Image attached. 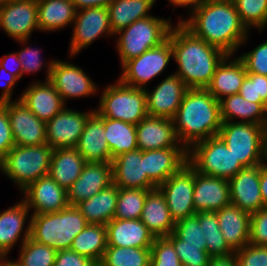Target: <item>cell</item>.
<instances>
[{"label": "cell", "mask_w": 267, "mask_h": 266, "mask_svg": "<svg viewBox=\"0 0 267 266\" xmlns=\"http://www.w3.org/2000/svg\"><path fill=\"white\" fill-rule=\"evenodd\" d=\"M188 11L190 17L180 16L178 20L196 37L227 55H236L250 37L232 0L197 4Z\"/></svg>", "instance_id": "obj_1"}, {"label": "cell", "mask_w": 267, "mask_h": 266, "mask_svg": "<svg viewBox=\"0 0 267 266\" xmlns=\"http://www.w3.org/2000/svg\"><path fill=\"white\" fill-rule=\"evenodd\" d=\"M170 41L173 61L178 66L172 73L181 77L189 89H206L227 54L196 37L179 20L170 30Z\"/></svg>", "instance_id": "obj_2"}, {"label": "cell", "mask_w": 267, "mask_h": 266, "mask_svg": "<svg viewBox=\"0 0 267 266\" xmlns=\"http://www.w3.org/2000/svg\"><path fill=\"white\" fill-rule=\"evenodd\" d=\"M172 121L179 142L188 150L201 140L218 136L220 103L206 89H188Z\"/></svg>", "instance_id": "obj_3"}, {"label": "cell", "mask_w": 267, "mask_h": 266, "mask_svg": "<svg viewBox=\"0 0 267 266\" xmlns=\"http://www.w3.org/2000/svg\"><path fill=\"white\" fill-rule=\"evenodd\" d=\"M30 239L59 251L70 249L73 239L87 226L76 206L59 212L31 214Z\"/></svg>", "instance_id": "obj_4"}, {"label": "cell", "mask_w": 267, "mask_h": 266, "mask_svg": "<svg viewBox=\"0 0 267 266\" xmlns=\"http://www.w3.org/2000/svg\"><path fill=\"white\" fill-rule=\"evenodd\" d=\"M171 21V16L164 19L152 15L138 19L115 33V49L118 52L120 66L164 42L174 25Z\"/></svg>", "instance_id": "obj_5"}, {"label": "cell", "mask_w": 267, "mask_h": 266, "mask_svg": "<svg viewBox=\"0 0 267 266\" xmlns=\"http://www.w3.org/2000/svg\"><path fill=\"white\" fill-rule=\"evenodd\" d=\"M53 150L47 143L38 146L15 145L0 161V172L22 191L40 177L49 175Z\"/></svg>", "instance_id": "obj_6"}, {"label": "cell", "mask_w": 267, "mask_h": 266, "mask_svg": "<svg viewBox=\"0 0 267 266\" xmlns=\"http://www.w3.org/2000/svg\"><path fill=\"white\" fill-rule=\"evenodd\" d=\"M99 94L98 106L94 111L101 117L137 125L148 115L144 89L125 85L117 79Z\"/></svg>", "instance_id": "obj_7"}, {"label": "cell", "mask_w": 267, "mask_h": 266, "mask_svg": "<svg viewBox=\"0 0 267 266\" xmlns=\"http://www.w3.org/2000/svg\"><path fill=\"white\" fill-rule=\"evenodd\" d=\"M187 159L195 171L227 180L244 168L219 136L193 144L187 150Z\"/></svg>", "instance_id": "obj_8"}, {"label": "cell", "mask_w": 267, "mask_h": 266, "mask_svg": "<svg viewBox=\"0 0 267 266\" xmlns=\"http://www.w3.org/2000/svg\"><path fill=\"white\" fill-rule=\"evenodd\" d=\"M171 59L173 50L169 33L168 38L160 45L125 62L121 66L122 72L118 79L125 85L146 89L151 80L164 72Z\"/></svg>", "instance_id": "obj_9"}, {"label": "cell", "mask_w": 267, "mask_h": 266, "mask_svg": "<svg viewBox=\"0 0 267 266\" xmlns=\"http://www.w3.org/2000/svg\"><path fill=\"white\" fill-rule=\"evenodd\" d=\"M263 125L222 122L218 136L243 167L261 164Z\"/></svg>", "instance_id": "obj_10"}, {"label": "cell", "mask_w": 267, "mask_h": 266, "mask_svg": "<svg viewBox=\"0 0 267 266\" xmlns=\"http://www.w3.org/2000/svg\"><path fill=\"white\" fill-rule=\"evenodd\" d=\"M69 45L70 59L79 55L101 36H115L109 21V12L105 7H92L78 10L72 25Z\"/></svg>", "instance_id": "obj_11"}, {"label": "cell", "mask_w": 267, "mask_h": 266, "mask_svg": "<svg viewBox=\"0 0 267 266\" xmlns=\"http://www.w3.org/2000/svg\"><path fill=\"white\" fill-rule=\"evenodd\" d=\"M158 188L164 194L175 223L196 214L193 202L194 169L188 163Z\"/></svg>", "instance_id": "obj_12"}, {"label": "cell", "mask_w": 267, "mask_h": 266, "mask_svg": "<svg viewBox=\"0 0 267 266\" xmlns=\"http://www.w3.org/2000/svg\"><path fill=\"white\" fill-rule=\"evenodd\" d=\"M80 66L55 59L51 68L49 81L54 85L66 104L67 99H78L97 95V84Z\"/></svg>", "instance_id": "obj_13"}, {"label": "cell", "mask_w": 267, "mask_h": 266, "mask_svg": "<svg viewBox=\"0 0 267 266\" xmlns=\"http://www.w3.org/2000/svg\"><path fill=\"white\" fill-rule=\"evenodd\" d=\"M14 41L30 39L39 31L37 0H10L0 6V31Z\"/></svg>", "instance_id": "obj_14"}, {"label": "cell", "mask_w": 267, "mask_h": 266, "mask_svg": "<svg viewBox=\"0 0 267 266\" xmlns=\"http://www.w3.org/2000/svg\"><path fill=\"white\" fill-rule=\"evenodd\" d=\"M94 112L77 111L67 105L46 122V143L53 149L75 148L88 117Z\"/></svg>", "instance_id": "obj_15"}, {"label": "cell", "mask_w": 267, "mask_h": 266, "mask_svg": "<svg viewBox=\"0 0 267 266\" xmlns=\"http://www.w3.org/2000/svg\"><path fill=\"white\" fill-rule=\"evenodd\" d=\"M21 195L32 214L59 212L69 206L67 190L49 175L30 183Z\"/></svg>", "instance_id": "obj_16"}, {"label": "cell", "mask_w": 267, "mask_h": 266, "mask_svg": "<svg viewBox=\"0 0 267 266\" xmlns=\"http://www.w3.org/2000/svg\"><path fill=\"white\" fill-rule=\"evenodd\" d=\"M6 110L17 146H38L46 143V123L41 121L19 98L6 102Z\"/></svg>", "instance_id": "obj_17"}, {"label": "cell", "mask_w": 267, "mask_h": 266, "mask_svg": "<svg viewBox=\"0 0 267 266\" xmlns=\"http://www.w3.org/2000/svg\"><path fill=\"white\" fill-rule=\"evenodd\" d=\"M149 88L144 89L148 115L170 119L177 113L182 99L189 89L183 79L174 73L166 76L153 90Z\"/></svg>", "instance_id": "obj_18"}, {"label": "cell", "mask_w": 267, "mask_h": 266, "mask_svg": "<svg viewBox=\"0 0 267 266\" xmlns=\"http://www.w3.org/2000/svg\"><path fill=\"white\" fill-rule=\"evenodd\" d=\"M29 212L30 210L22 199H19L18 203L16 202L13 206L0 212L1 256L8 258L9 253H11V250L16 247L19 241V245L21 246L28 238H30L32 215H30Z\"/></svg>", "instance_id": "obj_19"}, {"label": "cell", "mask_w": 267, "mask_h": 266, "mask_svg": "<svg viewBox=\"0 0 267 266\" xmlns=\"http://www.w3.org/2000/svg\"><path fill=\"white\" fill-rule=\"evenodd\" d=\"M112 164L113 184L125 189L158 188L147 176L145 151L136 149L114 158Z\"/></svg>", "instance_id": "obj_20"}, {"label": "cell", "mask_w": 267, "mask_h": 266, "mask_svg": "<svg viewBox=\"0 0 267 266\" xmlns=\"http://www.w3.org/2000/svg\"><path fill=\"white\" fill-rule=\"evenodd\" d=\"M111 184H113L111 163L87 162L80 176L67 189L69 206H77Z\"/></svg>", "instance_id": "obj_21"}, {"label": "cell", "mask_w": 267, "mask_h": 266, "mask_svg": "<svg viewBox=\"0 0 267 266\" xmlns=\"http://www.w3.org/2000/svg\"><path fill=\"white\" fill-rule=\"evenodd\" d=\"M228 181L231 204L250 215L264 207L260 191V165L244 167Z\"/></svg>", "instance_id": "obj_22"}, {"label": "cell", "mask_w": 267, "mask_h": 266, "mask_svg": "<svg viewBox=\"0 0 267 266\" xmlns=\"http://www.w3.org/2000/svg\"><path fill=\"white\" fill-rule=\"evenodd\" d=\"M137 147L142 151L184 147L178 140L172 119L147 115L136 125Z\"/></svg>", "instance_id": "obj_23"}, {"label": "cell", "mask_w": 267, "mask_h": 266, "mask_svg": "<svg viewBox=\"0 0 267 266\" xmlns=\"http://www.w3.org/2000/svg\"><path fill=\"white\" fill-rule=\"evenodd\" d=\"M193 202L195 212H216L230 205V185L227 179L203 175L194 170Z\"/></svg>", "instance_id": "obj_24"}, {"label": "cell", "mask_w": 267, "mask_h": 266, "mask_svg": "<svg viewBox=\"0 0 267 266\" xmlns=\"http://www.w3.org/2000/svg\"><path fill=\"white\" fill-rule=\"evenodd\" d=\"M18 97L33 114L45 123L66 107L60 94L49 80L32 81Z\"/></svg>", "instance_id": "obj_25"}, {"label": "cell", "mask_w": 267, "mask_h": 266, "mask_svg": "<svg viewBox=\"0 0 267 266\" xmlns=\"http://www.w3.org/2000/svg\"><path fill=\"white\" fill-rule=\"evenodd\" d=\"M105 227L107 246L151 248L155 239L140 219H112Z\"/></svg>", "instance_id": "obj_26"}, {"label": "cell", "mask_w": 267, "mask_h": 266, "mask_svg": "<svg viewBox=\"0 0 267 266\" xmlns=\"http://www.w3.org/2000/svg\"><path fill=\"white\" fill-rule=\"evenodd\" d=\"M185 147H170L145 151V166L148 178L159 187L172 174L187 164Z\"/></svg>", "instance_id": "obj_27"}, {"label": "cell", "mask_w": 267, "mask_h": 266, "mask_svg": "<svg viewBox=\"0 0 267 266\" xmlns=\"http://www.w3.org/2000/svg\"><path fill=\"white\" fill-rule=\"evenodd\" d=\"M235 55H227L217 66L206 90L218 101L223 97L239 94L247 75L244 62Z\"/></svg>", "instance_id": "obj_28"}, {"label": "cell", "mask_w": 267, "mask_h": 266, "mask_svg": "<svg viewBox=\"0 0 267 266\" xmlns=\"http://www.w3.org/2000/svg\"><path fill=\"white\" fill-rule=\"evenodd\" d=\"M104 134L103 117L94 111L86 120L79 142L75 147L86 162H112L111 152Z\"/></svg>", "instance_id": "obj_29"}, {"label": "cell", "mask_w": 267, "mask_h": 266, "mask_svg": "<svg viewBox=\"0 0 267 266\" xmlns=\"http://www.w3.org/2000/svg\"><path fill=\"white\" fill-rule=\"evenodd\" d=\"M219 228L228 246L235 252L249 243L251 215L233 204L216 211Z\"/></svg>", "instance_id": "obj_30"}, {"label": "cell", "mask_w": 267, "mask_h": 266, "mask_svg": "<svg viewBox=\"0 0 267 266\" xmlns=\"http://www.w3.org/2000/svg\"><path fill=\"white\" fill-rule=\"evenodd\" d=\"M219 103L222 122H243L263 126L267 124L265 103L247 101L240 94L223 97Z\"/></svg>", "instance_id": "obj_31"}, {"label": "cell", "mask_w": 267, "mask_h": 266, "mask_svg": "<svg viewBox=\"0 0 267 266\" xmlns=\"http://www.w3.org/2000/svg\"><path fill=\"white\" fill-rule=\"evenodd\" d=\"M140 220L155 237H167L174 231L175 222L159 188L147 193Z\"/></svg>", "instance_id": "obj_32"}, {"label": "cell", "mask_w": 267, "mask_h": 266, "mask_svg": "<svg viewBox=\"0 0 267 266\" xmlns=\"http://www.w3.org/2000/svg\"><path fill=\"white\" fill-rule=\"evenodd\" d=\"M86 163L76 148L54 149L49 176L67 190L80 176Z\"/></svg>", "instance_id": "obj_33"}, {"label": "cell", "mask_w": 267, "mask_h": 266, "mask_svg": "<svg viewBox=\"0 0 267 266\" xmlns=\"http://www.w3.org/2000/svg\"><path fill=\"white\" fill-rule=\"evenodd\" d=\"M39 32H55L72 26L76 8L71 0H37Z\"/></svg>", "instance_id": "obj_34"}, {"label": "cell", "mask_w": 267, "mask_h": 266, "mask_svg": "<svg viewBox=\"0 0 267 266\" xmlns=\"http://www.w3.org/2000/svg\"><path fill=\"white\" fill-rule=\"evenodd\" d=\"M117 198L118 187L111 184L76 207L81 211L88 224L107 225L114 219Z\"/></svg>", "instance_id": "obj_35"}, {"label": "cell", "mask_w": 267, "mask_h": 266, "mask_svg": "<svg viewBox=\"0 0 267 266\" xmlns=\"http://www.w3.org/2000/svg\"><path fill=\"white\" fill-rule=\"evenodd\" d=\"M157 0H113L107 7L113 33L128 27L138 19L150 17Z\"/></svg>", "instance_id": "obj_36"}, {"label": "cell", "mask_w": 267, "mask_h": 266, "mask_svg": "<svg viewBox=\"0 0 267 266\" xmlns=\"http://www.w3.org/2000/svg\"><path fill=\"white\" fill-rule=\"evenodd\" d=\"M105 138L111 152V160L138 149L136 125L103 117Z\"/></svg>", "instance_id": "obj_37"}, {"label": "cell", "mask_w": 267, "mask_h": 266, "mask_svg": "<svg viewBox=\"0 0 267 266\" xmlns=\"http://www.w3.org/2000/svg\"><path fill=\"white\" fill-rule=\"evenodd\" d=\"M107 248L105 225L87 224L73 239L70 250L100 264Z\"/></svg>", "instance_id": "obj_38"}, {"label": "cell", "mask_w": 267, "mask_h": 266, "mask_svg": "<svg viewBox=\"0 0 267 266\" xmlns=\"http://www.w3.org/2000/svg\"><path fill=\"white\" fill-rule=\"evenodd\" d=\"M200 227L206 239V251L210 257L227 256L234 251L226 243L219 228L216 212H196Z\"/></svg>", "instance_id": "obj_39"}, {"label": "cell", "mask_w": 267, "mask_h": 266, "mask_svg": "<svg viewBox=\"0 0 267 266\" xmlns=\"http://www.w3.org/2000/svg\"><path fill=\"white\" fill-rule=\"evenodd\" d=\"M151 249L107 246L99 266H150Z\"/></svg>", "instance_id": "obj_40"}, {"label": "cell", "mask_w": 267, "mask_h": 266, "mask_svg": "<svg viewBox=\"0 0 267 266\" xmlns=\"http://www.w3.org/2000/svg\"><path fill=\"white\" fill-rule=\"evenodd\" d=\"M199 220L196 215L186 217L175 223L174 231L166 238L173 246L206 247Z\"/></svg>", "instance_id": "obj_41"}, {"label": "cell", "mask_w": 267, "mask_h": 266, "mask_svg": "<svg viewBox=\"0 0 267 266\" xmlns=\"http://www.w3.org/2000/svg\"><path fill=\"white\" fill-rule=\"evenodd\" d=\"M17 259L11 260L16 266H54L57 250L28 238L19 246Z\"/></svg>", "instance_id": "obj_42"}, {"label": "cell", "mask_w": 267, "mask_h": 266, "mask_svg": "<svg viewBox=\"0 0 267 266\" xmlns=\"http://www.w3.org/2000/svg\"><path fill=\"white\" fill-rule=\"evenodd\" d=\"M239 14L241 23L250 32H264L267 27V0H232Z\"/></svg>", "instance_id": "obj_43"}, {"label": "cell", "mask_w": 267, "mask_h": 266, "mask_svg": "<svg viewBox=\"0 0 267 266\" xmlns=\"http://www.w3.org/2000/svg\"><path fill=\"white\" fill-rule=\"evenodd\" d=\"M152 189L118 188L114 219H140L147 193Z\"/></svg>", "instance_id": "obj_44"}, {"label": "cell", "mask_w": 267, "mask_h": 266, "mask_svg": "<svg viewBox=\"0 0 267 266\" xmlns=\"http://www.w3.org/2000/svg\"><path fill=\"white\" fill-rule=\"evenodd\" d=\"M29 41L30 39L16 41L20 45H22L21 48H23L20 49V51H17L18 58L20 59L22 64L23 75L31 73L36 74V72L38 73L39 70L41 71L42 68H45L46 74L44 75H46L45 76L46 79L44 81H47L50 78L51 68L53 66L55 59H50L49 62L44 63V59L42 58L40 53L42 52V50L36 48L32 44L30 45ZM24 45L25 47H23Z\"/></svg>", "instance_id": "obj_45"}, {"label": "cell", "mask_w": 267, "mask_h": 266, "mask_svg": "<svg viewBox=\"0 0 267 266\" xmlns=\"http://www.w3.org/2000/svg\"><path fill=\"white\" fill-rule=\"evenodd\" d=\"M150 249V266H183L173 244L166 237H155Z\"/></svg>", "instance_id": "obj_46"}, {"label": "cell", "mask_w": 267, "mask_h": 266, "mask_svg": "<svg viewBox=\"0 0 267 266\" xmlns=\"http://www.w3.org/2000/svg\"><path fill=\"white\" fill-rule=\"evenodd\" d=\"M239 94L247 101L267 105V76L247 73Z\"/></svg>", "instance_id": "obj_47"}, {"label": "cell", "mask_w": 267, "mask_h": 266, "mask_svg": "<svg viewBox=\"0 0 267 266\" xmlns=\"http://www.w3.org/2000/svg\"><path fill=\"white\" fill-rule=\"evenodd\" d=\"M238 57L244 62L247 73L267 76V40Z\"/></svg>", "instance_id": "obj_48"}, {"label": "cell", "mask_w": 267, "mask_h": 266, "mask_svg": "<svg viewBox=\"0 0 267 266\" xmlns=\"http://www.w3.org/2000/svg\"><path fill=\"white\" fill-rule=\"evenodd\" d=\"M234 253L237 266H267V246H256L248 243Z\"/></svg>", "instance_id": "obj_49"}, {"label": "cell", "mask_w": 267, "mask_h": 266, "mask_svg": "<svg viewBox=\"0 0 267 266\" xmlns=\"http://www.w3.org/2000/svg\"><path fill=\"white\" fill-rule=\"evenodd\" d=\"M249 243L267 246V208L265 207L251 214Z\"/></svg>", "instance_id": "obj_50"}, {"label": "cell", "mask_w": 267, "mask_h": 266, "mask_svg": "<svg viewBox=\"0 0 267 266\" xmlns=\"http://www.w3.org/2000/svg\"><path fill=\"white\" fill-rule=\"evenodd\" d=\"M183 266H207L210 256L206 247L173 246Z\"/></svg>", "instance_id": "obj_51"}, {"label": "cell", "mask_w": 267, "mask_h": 266, "mask_svg": "<svg viewBox=\"0 0 267 266\" xmlns=\"http://www.w3.org/2000/svg\"><path fill=\"white\" fill-rule=\"evenodd\" d=\"M15 146L7 110L6 102L0 103V161L9 150Z\"/></svg>", "instance_id": "obj_52"}, {"label": "cell", "mask_w": 267, "mask_h": 266, "mask_svg": "<svg viewBox=\"0 0 267 266\" xmlns=\"http://www.w3.org/2000/svg\"><path fill=\"white\" fill-rule=\"evenodd\" d=\"M54 266H99V263L70 250H59Z\"/></svg>", "instance_id": "obj_53"}, {"label": "cell", "mask_w": 267, "mask_h": 266, "mask_svg": "<svg viewBox=\"0 0 267 266\" xmlns=\"http://www.w3.org/2000/svg\"><path fill=\"white\" fill-rule=\"evenodd\" d=\"M18 79L10 74L5 68L0 66V103L13 101V91L15 90V85L17 86Z\"/></svg>", "instance_id": "obj_54"}, {"label": "cell", "mask_w": 267, "mask_h": 266, "mask_svg": "<svg viewBox=\"0 0 267 266\" xmlns=\"http://www.w3.org/2000/svg\"><path fill=\"white\" fill-rule=\"evenodd\" d=\"M0 66L5 68L10 74L14 75L18 80L23 78V70L17 52L5 54L0 58Z\"/></svg>", "instance_id": "obj_55"}, {"label": "cell", "mask_w": 267, "mask_h": 266, "mask_svg": "<svg viewBox=\"0 0 267 266\" xmlns=\"http://www.w3.org/2000/svg\"><path fill=\"white\" fill-rule=\"evenodd\" d=\"M113 0H71L76 10L92 7H105L107 8Z\"/></svg>", "instance_id": "obj_56"}, {"label": "cell", "mask_w": 267, "mask_h": 266, "mask_svg": "<svg viewBox=\"0 0 267 266\" xmlns=\"http://www.w3.org/2000/svg\"><path fill=\"white\" fill-rule=\"evenodd\" d=\"M207 266H237L236 255L232 253L227 256L210 257Z\"/></svg>", "instance_id": "obj_57"}, {"label": "cell", "mask_w": 267, "mask_h": 266, "mask_svg": "<svg viewBox=\"0 0 267 266\" xmlns=\"http://www.w3.org/2000/svg\"><path fill=\"white\" fill-rule=\"evenodd\" d=\"M260 191L264 207L267 208V168L260 164Z\"/></svg>", "instance_id": "obj_58"}, {"label": "cell", "mask_w": 267, "mask_h": 266, "mask_svg": "<svg viewBox=\"0 0 267 266\" xmlns=\"http://www.w3.org/2000/svg\"><path fill=\"white\" fill-rule=\"evenodd\" d=\"M261 165L267 168V124L264 126L263 130Z\"/></svg>", "instance_id": "obj_59"}, {"label": "cell", "mask_w": 267, "mask_h": 266, "mask_svg": "<svg viewBox=\"0 0 267 266\" xmlns=\"http://www.w3.org/2000/svg\"><path fill=\"white\" fill-rule=\"evenodd\" d=\"M168 3H170V6L174 7L173 11L176 10V7H183L187 10L188 8V0H168Z\"/></svg>", "instance_id": "obj_60"}, {"label": "cell", "mask_w": 267, "mask_h": 266, "mask_svg": "<svg viewBox=\"0 0 267 266\" xmlns=\"http://www.w3.org/2000/svg\"><path fill=\"white\" fill-rule=\"evenodd\" d=\"M204 3V0H188V9L194 7L197 4Z\"/></svg>", "instance_id": "obj_61"}, {"label": "cell", "mask_w": 267, "mask_h": 266, "mask_svg": "<svg viewBox=\"0 0 267 266\" xmlns=\"http://www.w3.org/2000/svg\"><path fill=\"white\" fill-rule=\"evenodd\" d=\"M10 258H7L5 256H0V266H4V264L9 260Z\"/></svg>", "instance_id": "obj_62"}, {"label": "cell", "mask_w": 267, "mask_h": 266, "mask_svg": "<svg viewBox=\"0 0 267 266\" xmlns=\"http://www.w3.org/2000/svg\"><path fill=\"white\" fill-rule=\"evenodd\" d=\"M228 0H204V3H211V2H224Z\"/></svg>", "instance_id": "obj_63"}, {"label": "cell", "mask_w": 267, "mask_h": 266, "mask_svg": "<svg viewBox=\"0 0 267 266\" xmlns=\"http://www.w3.org/2000/svg\"><path fill=\"white\" fill-rule=\"evenodd\" d=\"M4 266H16L14 263L11 262V259H9Z\"/></svg>", "instance_id": "obj_64"}, {"label": "cell", "mask_w": 267, "mask_h": 266, "mask_svg": "<svg viewBox=\"0 0 267 266\" xmlns=\"http://www.w3.org/2000/svg\"><path fill=\"white\" fill-rule=\"evenodd\" d=\"M10 0H0V6L5 5Z\"/></svg>", "instance_id": "obj_65"}]
</instances>
